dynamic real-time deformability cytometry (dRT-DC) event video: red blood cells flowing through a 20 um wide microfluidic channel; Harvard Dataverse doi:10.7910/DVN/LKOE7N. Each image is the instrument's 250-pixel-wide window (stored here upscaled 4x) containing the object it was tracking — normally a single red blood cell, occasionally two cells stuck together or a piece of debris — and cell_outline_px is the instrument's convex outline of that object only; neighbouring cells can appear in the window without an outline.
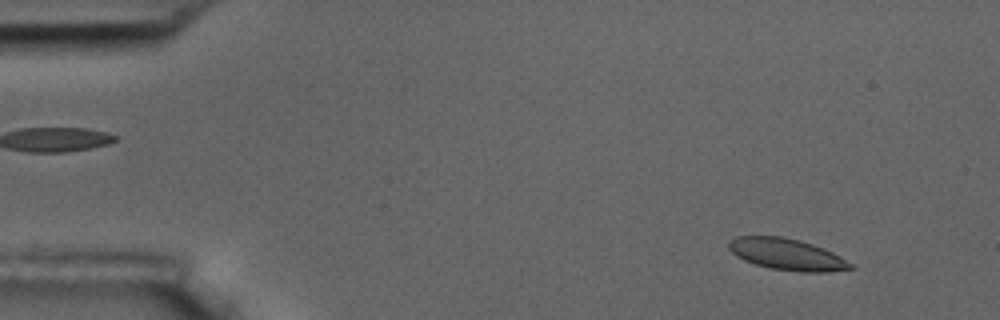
{"species": "common noctule bat (a hibernating species)", "species_latin": "Nyctalus noctula", "temperature_condition": "room temperature", "stored_images_in_passage": 4, "camera_frame_rate_fps": 3000, "um_per_image_px": 0.085, "animal": {"sex": "male", "body_mass_g": 17.5, "forearm_length_mm": 52.3}, "frame": {"image": 1, "passage_image": 1, "time_ms": 0.0, "image_size_px": [1000, 320], "cell_outline_px": [[852, 268], [828, 272], [800, 272], [768, 268], [744, 260], [736, 256], [728, 248], [728, 244], [736, 236], [780, 236], [800, 240], [812, 244], [832, 252], [852, 264]], "centroid_in_image_um": [66.85, 21.62], "position_along_channel_um": 18.1, "area_um2": 22.14}}
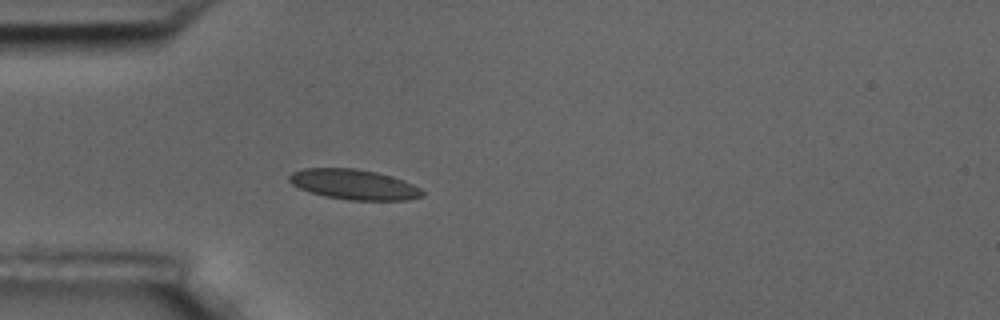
{"frame": {"image": 2, "passage_image": 4, "time_ms": 3.667, "image_size_px": [1000, 320], "cell_outline_px": [[424, 196], [408, 200], [348, 200], [324, 196], [308, 192], [292, 184], [288, 180], [288, 176], [292, 172], [304, 168], [356, 168], [376, 172], [392, 176], [404, 180], [420, 188], [424, 192]], "centroid_in_image_um": [30.08, 15.68], "position_along_channel_um": 54.9, "area_um2": 23.58}}